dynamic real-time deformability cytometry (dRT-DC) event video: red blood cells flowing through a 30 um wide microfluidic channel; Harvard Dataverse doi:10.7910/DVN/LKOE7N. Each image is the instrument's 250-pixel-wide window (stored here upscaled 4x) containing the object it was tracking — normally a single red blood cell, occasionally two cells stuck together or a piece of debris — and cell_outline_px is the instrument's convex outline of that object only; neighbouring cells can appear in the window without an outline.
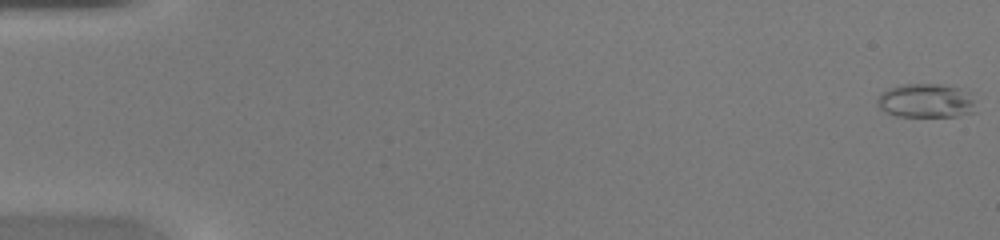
{"species": "common noctule bat (a hibernating species)", "species_latin": "Nyctalus noctula", "temperature_condition": "warm", "stored_images_in_passage": 50, "camera_frame_rate_fps": 3000, "um_per_image_px": 0.085, "animal": {"sex": "female", "body_mass_g": 20.0, "forearm_length_mm": 54.0}, "frame": {"image": 1, "passage_image": 1, "time_ms": 0.0, "image_size_px": [1000, 240], "cell_outline_px": [[976, 112], [956, 116], [896, 116], [884, 112], [876, 104], [876, 100], [880, 92], [888, 88], [904, 84], [940, 84], [960, 88], [968, 92], [976, 100]], "centroid_in_image_um": [78.72, 8.56], "position_along_channel_um": 6.3, "area_um2": 19.94}}
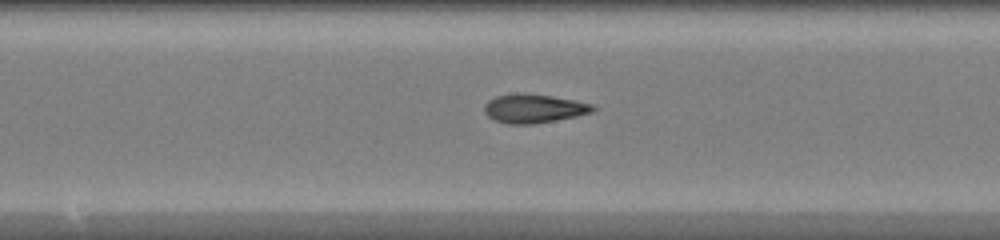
{"frame": {"image": 2, "passage_image": 27, "time_ms": 8.667, "image_size_px": [1000, 240], "cell_outline_px": [[596, 108], [592, 112], [576, 116], [556, 120], [532, 124], [508, 124], [496, 120], [488, 116], [484, 112], [484, 104], [488, 100], [496, 96], [520, 92], [552, 96], [576, 100], [592, 104]], "centroid_in_image_um": [45.36, 9.21], "position_along_channel_um": 202.8, "area_um2": 18.26}}
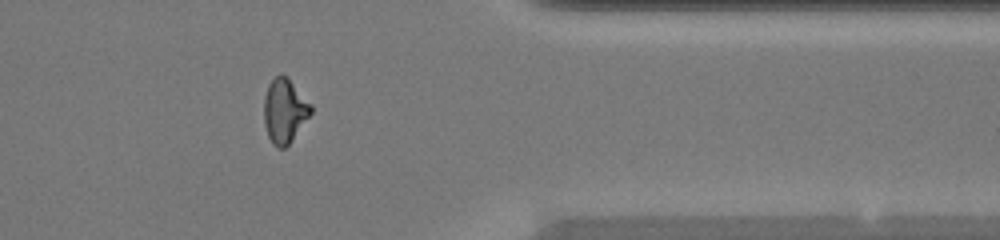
{"frame": {"image": 3, "passage_image": 41, "time_ms": 13.333, "image_size_px": [1000, 240], "cell_outline_px": [[312, 112], [288, 144], [284, 148], [276, 148], [272, 144], [268, 136], [264, 124], [264, 96], [268, 84], [280, 72], [288, 76], [312, 104]], "centroid_in_image_um": [24.18, 9.37], "position_along_channel_um": 387.2, "area_um2": 17.74}, "authors_computed_cell_mechanics": {"area_um2": 17.9469, "velocity_mm_per_s": 4.2599, "shape_relaxation_time_tau1_ms": null, "shape_relaxation_time_tau2_ms": 2.0581, "deformation_change_tau1": null, "deformation_change_tau2": 0.0877}}